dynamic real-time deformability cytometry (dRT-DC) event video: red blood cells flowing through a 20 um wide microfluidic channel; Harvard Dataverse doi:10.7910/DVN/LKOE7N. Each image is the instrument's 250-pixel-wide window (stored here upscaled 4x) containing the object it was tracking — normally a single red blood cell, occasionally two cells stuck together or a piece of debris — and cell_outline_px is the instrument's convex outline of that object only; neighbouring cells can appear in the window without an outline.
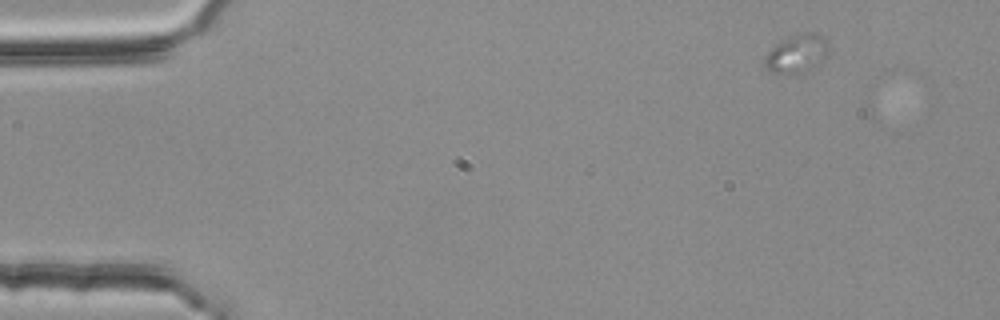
{"species": "common noctule bat (a hibernating species)", "species_latin": "Nyctalus noctula", "temperature_condition": "room temperature", "stored_images_in_passage": 4, "camera_frame_rate_fps": 3000, "um_per_image_px": 0.085, "animal": {"sex": "female", "body_mass_g": 25.1}, "frame": {"image": 1, "passage_image": 1, "time_ms": 0.0, "image_size_px": [1000, 320], "cell_outline_px": [[828, 52], [824, 60], [796, 76], [788, 76], [776, 72], [768, 68], [764, 64], [764, 56], [776, 44], [788, 36], [804, 32], [816, 32], [824, 36], [828, 40]], "centroid_in_image_um": [67.76, 4.55], "position_along_channel_um": 17.2, "area_um2": 14.57}}